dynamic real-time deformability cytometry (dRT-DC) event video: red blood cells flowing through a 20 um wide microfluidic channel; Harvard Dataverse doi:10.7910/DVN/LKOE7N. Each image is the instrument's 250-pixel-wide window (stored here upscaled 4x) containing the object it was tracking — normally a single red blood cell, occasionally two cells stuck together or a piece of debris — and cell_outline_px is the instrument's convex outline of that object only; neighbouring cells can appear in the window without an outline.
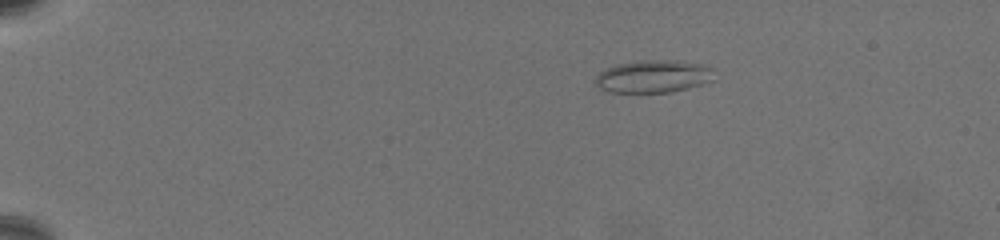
{"species": "common noctule bat (a hibernating species)", "species_latin": "Nyctalus noctula", "temperature_condition": "warm", "stored_images_in_passage": 56, "camera_frame_rate_fps": 3000, "um_per_image_px": 0.085, "animal": {"sex": "female", "body_mass_g": 19.5, "forearm_length_mm": 54.1}, "frame": {"image": 1, "passage_image": 3, "time_ms": 0.667, "image_size_px": [1000, 240], "cell_outline_px": [[716, 80], [672, 92], [608, 92], [600, 88], [596, 84], [596, 76], [600, 72], [616, 64], [636, 60], [676, 60], [704, 64], [712, 68]], "centroid_in_image_um": [55.58, 6.48], "position_along_channel_um": 29.4, "area_um2": 22.77}}
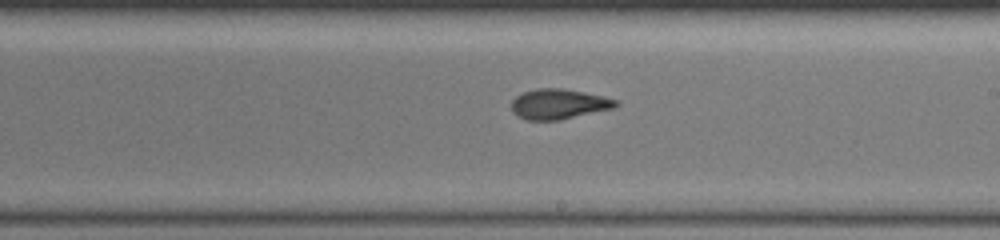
{"frame": {"image": 2, "passage_image": 32, "time_ms": 10.333, "image_size_px": [1000, 240], "cell_outline_px": [[620, 104], [612, 108], [560, 120], [528, 120], [512, 112], [512, 100], [516, 96], [524, 92], [536, 88], [564, 88], [604, 96], [616, 100]], "centroid_in_image_um": [47.49, 8.83], "position_along_channel_um": 241.5, "area_um2": 18.21}}
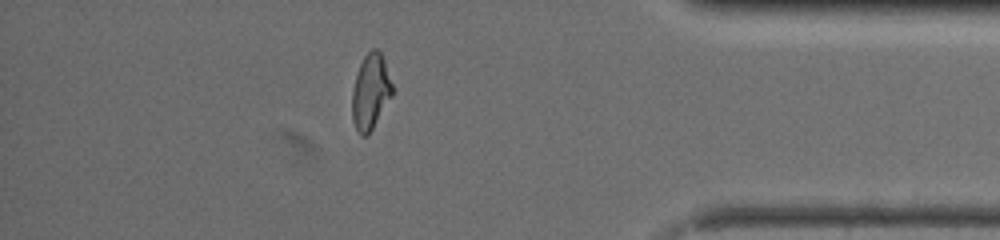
{"frame": {"image": 3, "passage_image": 49, "time_ms": 16.0, "image_size_px": [1000, 240], "cell_outline_px": [[392, 96], [368, 136], [360, 136], [356, 132], [352, 120], [352, 88], [360, 64], [364, 56], [372, 48], [376, 48], [380, 52], [384, 60], [392, 84]], "centroid_in_image_um": [31.48, 7.84], "position_along_channel_um": 403.7, "area_um2": 17.74}, "authors_computed_cell_mechanics": {"area_um2": 18.6116, "velocity_mm_per_s": 3.2959, "shape_relaxation_time_tau1_ms": null, "shape_relaxation_time_tau2_ms": 2.0637, "deformation_change_tau1": null, "deformation_change_tau2": 0.092}}